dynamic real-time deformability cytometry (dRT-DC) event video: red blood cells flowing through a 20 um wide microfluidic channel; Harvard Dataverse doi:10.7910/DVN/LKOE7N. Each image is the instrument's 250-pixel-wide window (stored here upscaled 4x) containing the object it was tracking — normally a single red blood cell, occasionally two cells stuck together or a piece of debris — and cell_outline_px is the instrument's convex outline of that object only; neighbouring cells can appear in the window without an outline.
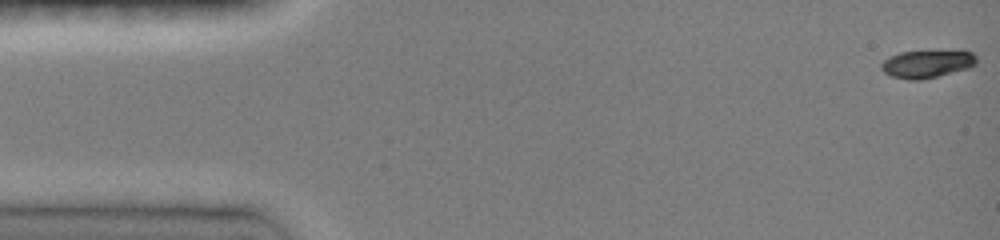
{"species": "common noctule bat (a hibernating species)", "species_latin": "Nyctalus noctula", "temperature_condition": "room temperature", "stored_images_in_passage": 37, "camera_frame_rate_fps": 3000, "um_per_image_px": 0.085, "animal": {"sex": "female", "body_mass_g": 19.0, "forearm_length_mm": 51.5}, "frame": {"image": 1, "passage_image": 1, "time_ms": 0.0, "image_size_px": [1000, 240], "cell_outline_px": [[976, 64], [968, 68], [920, 80], [908, 80], [892, 76], [884, 72], [880, 68], [880, 64], [888, 56], [900, 52], [972, 52], [976, 56]], "centroid_in_image_um": [78.73, 5.45], "position_along_channel_um": 6.3, "area_um2": 14.97}}
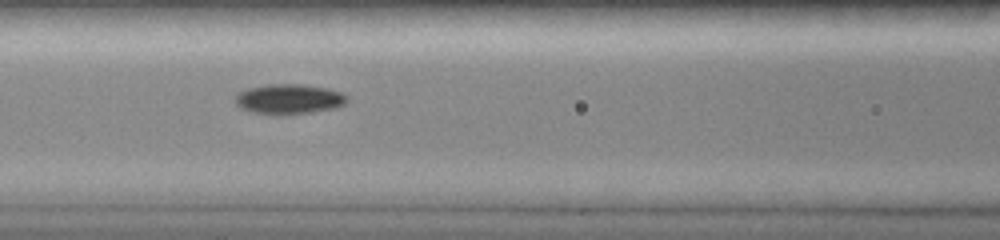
{"frame": {"image": 2, "passage_image": 13, "time_ms": 6.333, "image_size_px": [1000, 240], "cell_outline_px": [[348, 100], [344, 104], [336, 108], [312, 112], [280, 116], [276, 116], [252, 112], [240, 108], [236, 104], [236, 96], [240, 92], [248, 88], [268, 84], [300, 84], [328, 88], [340, 92], [348, 96]], "centroid_in_image_um": [24.57, 8.44], "position_along_channel_um": 142.0, "area_um2": 19.83}}
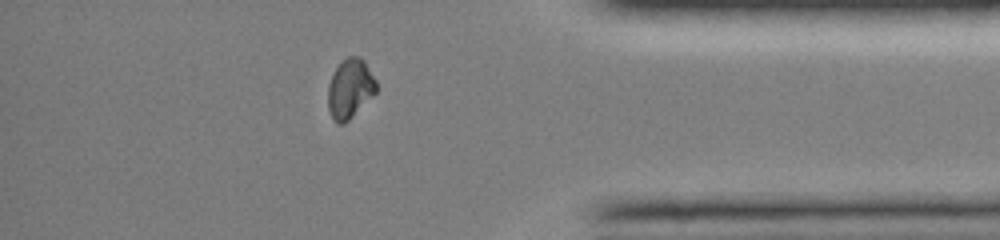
{"frame": {"image": 3, "passage_image": 33, "time_ms": 13.0, "image_size_px": [1000, 240], "cell_outline_px": [[376, 92], [344, 124], [336, 124], [328, 108], [328, 84], [336, 68], [348, 56], [360, 56], [364, 60], [376, 80]], "centroid_in_image_um": [29.75, 7.53], "position_along_channel_um": 405.5, "area_um2": 16.47}, "authors_computed_cell_mechanics": {"area_um2": 17.1666, "velocity_mm_per_s": 4.1713, "shape_relaxation_time_tau1_ms": 2.5941, "shape_relaxation_time_tau2_ms": null, "deformation_change_tau1": 0.1504, "deformation_change_tau2": null}}